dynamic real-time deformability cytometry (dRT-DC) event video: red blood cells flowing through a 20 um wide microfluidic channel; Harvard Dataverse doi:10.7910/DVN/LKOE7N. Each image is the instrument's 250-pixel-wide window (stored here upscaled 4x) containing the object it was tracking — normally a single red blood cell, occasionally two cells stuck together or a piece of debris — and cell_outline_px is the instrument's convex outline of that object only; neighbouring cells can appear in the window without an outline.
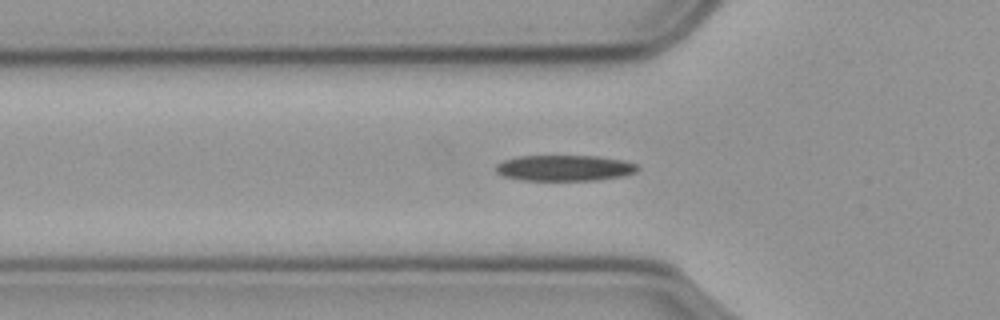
{"species": "common noctule bat (a hibernating species)", "species_latin": "Nyctalus noctula", "temperature_condition": "cold", "stored_images_in_passage": 52, "camera_frame_rate_fps": 3000, "um_per_image_px": 0.085, "animal": {"sex": "male", "body_mass_g": 23.1, "forearm_length_mm": 52.7}, "frame": {"image": 1, "passage_image": 15, "time_ms": 4.667, "image_size_px": [1000, 320], "cell_outline_px": [[640, 168], [636, 172], [624, 176], [596, 180], [520, 180], [504, 176], [496, 172], [496, 164], [504, 160], [520, 156], [596, 156], [620, 160], [636, 164]], "centroid_in_image_um": [47.98, 14.28], "position_along_channel_um": 77.8, "area_um2": 21.27}}
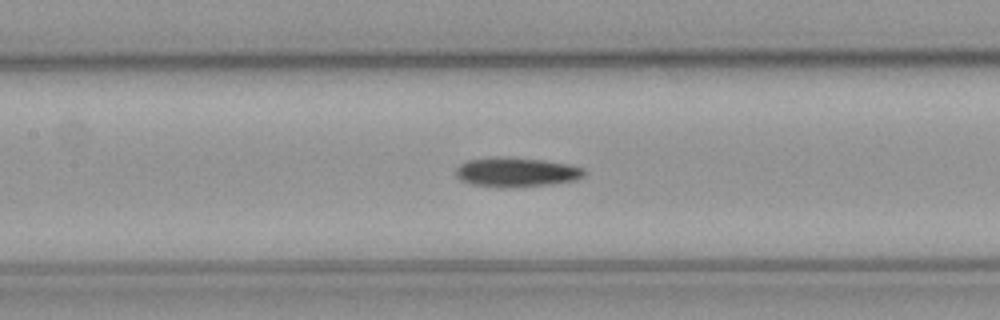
{"frame": {"image": 2, "passage_image": 22, "time_ms": 7.0, "image_size_px": [1000, 320], "cell_outline_px": [[584, 176], [572, 180], [552, 184], [512, 188], [504, 188], [472, 184], [456, 176], [456, 168], [460, 164], [468, 160], [496, 156], [540, 160], [564, 164], [580, 168], [584, 172]], "centroid_in_image_um": [43.82, 14.64], "position_along_channel_um": 163.6, "area_um2": 21.62}}
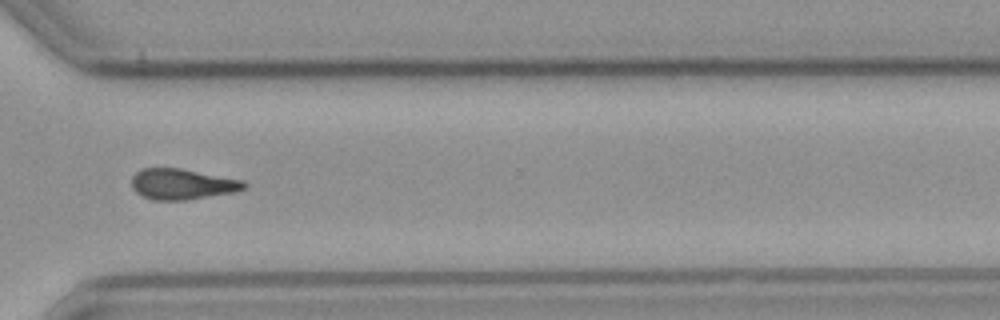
{"frame": {"image": 3, "passage_image": 38, "time_ms": 12.333, "image_size_px": [1000, 320], "cell_outline_px": [[248, 184], [244, 188], [232, 192], [188, 200], [156, 200], [144, 196], [136, 192], [132, 188], [132, 176], [136, 172], [144, 168], [180, 168], [244, 180]], "centroid_in_image_um": [15.49, 15.64], "position_along_channel_um": 355.1, "area_um2": 20.0}}